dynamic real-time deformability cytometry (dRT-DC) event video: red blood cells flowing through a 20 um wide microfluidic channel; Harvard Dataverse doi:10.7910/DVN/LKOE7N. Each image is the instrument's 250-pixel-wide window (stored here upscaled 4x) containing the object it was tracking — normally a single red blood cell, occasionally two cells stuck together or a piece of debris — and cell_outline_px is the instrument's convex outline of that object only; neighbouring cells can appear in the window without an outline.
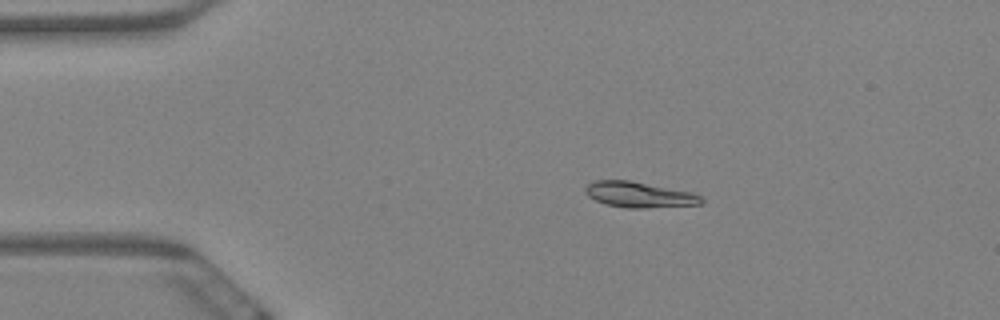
{"species": "Egyptian fruit bat (a non-hibernating species)", "species_latin": "Rousettus aegyptiacus", "temperature_condition": "warm", "stored_images_in_passage": 6, "camera_frame_rate_fps": 3000, "um_per_image_px": 0.085, "animal": {"sex": "female"}, "frame": {"image": 1, "passage_image": 2, "time_ms": 0.333, "image_size_px": [1000, 320], "cell_outline_px": [[704, 204], [644, 208], [624, 208], [608, 204], [596, 200], [588, 196], [584, 192], [584, 188], [592, 180], [628, 180], [692, 192], [700, 196], [704, 200]], "centroid_in_image_um": [54.32, 16.54], "position_along_channel_um": 30.7, "area_um2": 17.34}}
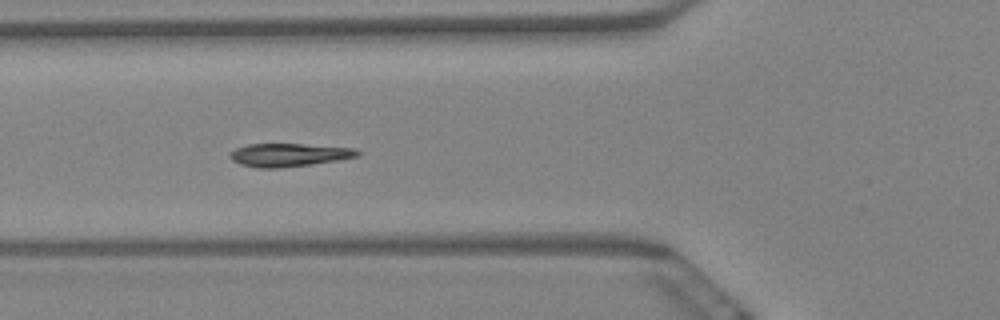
{"frame": {"image": 2, "passage_image": 5, "time_ms": 1.333, "image_size_px": [1000, 320], "cell_outline_px": [[360, 156], [312, 164], [280, 168], [256, 168], [240, 164], [232, 160], [228, 156], [236, 148], [248, 144], [304, 144], [356, 148], [360, 152]], "centroid_in_image_um": [24.56, 13.17], "position_along_channel_um": 101.2, "area_um2": 17.22}}
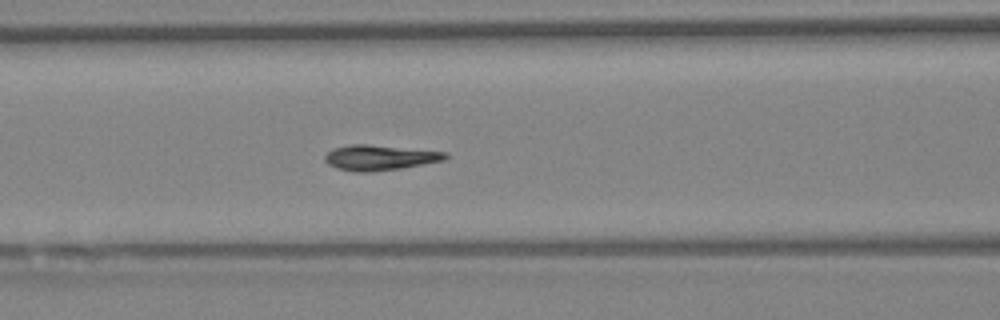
{"frame": {"image": 3, "passage_image": 6, "time_ms": 1.667, "image_size_px": [1000, 320], "cell_outline_px": [[452, 156], [444, 160], [400, 168], [372, 172], [356, 172], [336, 168], [328, 164], [324, 160], [324, 156], [332, 148], [352, 144], [368, 144], [448, 152]], "centroid_in_image_um": [32.28, 13.39], "position_along_channel_um": 134.3, "area_um2": 17.86}}